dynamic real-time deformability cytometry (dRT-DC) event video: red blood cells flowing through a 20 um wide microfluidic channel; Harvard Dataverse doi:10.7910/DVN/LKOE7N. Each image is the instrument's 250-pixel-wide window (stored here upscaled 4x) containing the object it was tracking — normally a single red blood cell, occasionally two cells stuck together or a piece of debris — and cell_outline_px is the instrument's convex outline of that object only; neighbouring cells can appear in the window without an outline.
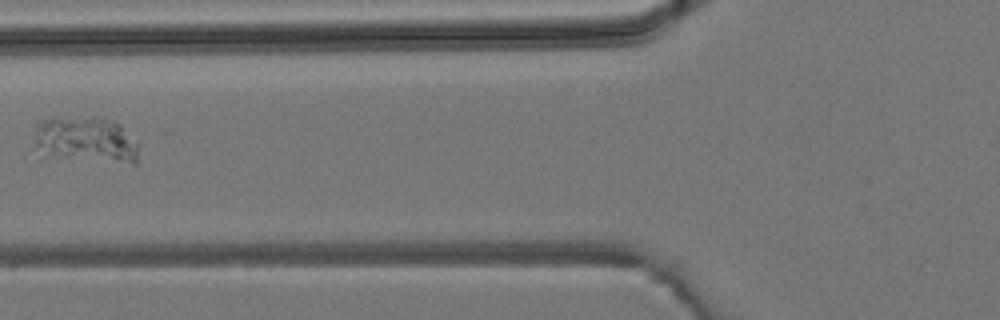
{"species": "common noctule bat (a hibernating species)", "species_latin": "Nyctalus noctula", "temperature_condition": "room temperature", "stored_images_in_passage": 4, "camera_frame_rate_fps": 3000, "um_per_image_px": 0.085, "animal": {"sex": "male", "body_mass_g": 19.2, "forearm_length_mm": 51.8}, "frame": {"image": 1, "passage_image": 3, "time_ms": 3.667, "image_size_px": [1000, 320], "cell_outline_px": [[136, 164], [132, 164], [32, 148], [32, 136], [36, 124], [52, 116], [96, 116], [112, 120], [120, 124], [136, 144]], "centroid_in_image_um": [7.26, 11.74], "position_along_channel_um": 118.5, "area_um2": 26.76}}
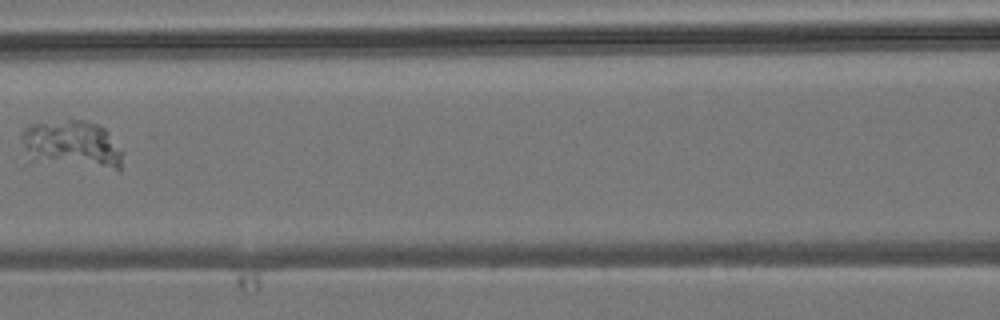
{"frame": {"image": 2, "passage_image": 4, "time_ms": 4.667, "image_size_px": [1000, 320], "cell_outline_px": [[120, 172], [32, 160], [20, 140], [20, 136], [24, 128], [32, 124], [68, 116], [84, 120], [96, 124], [104, 128], [108, 132], [120, 152]], "centroid_in_image_um": [6.09, 12.24], "position_along_channel_um": 160.5, "area_um2": 28.67}}